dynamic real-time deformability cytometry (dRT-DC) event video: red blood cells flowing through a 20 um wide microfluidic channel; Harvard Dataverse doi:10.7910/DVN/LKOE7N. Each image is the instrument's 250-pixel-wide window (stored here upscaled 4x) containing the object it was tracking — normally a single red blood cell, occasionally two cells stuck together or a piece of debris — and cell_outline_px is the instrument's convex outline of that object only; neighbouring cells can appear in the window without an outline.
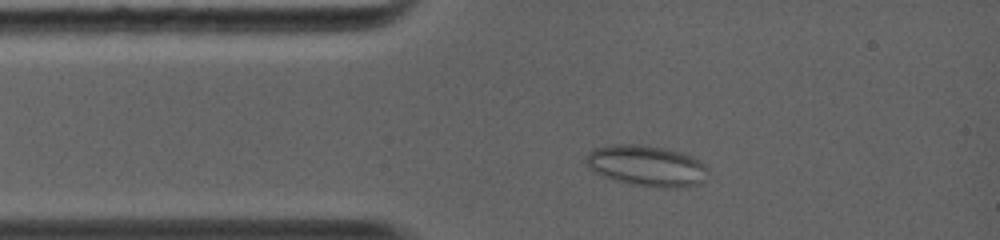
{"species": "common noctule bat (a hibernating species)", "species_latin": "Nyctalus noctula", "temperature_condition": "warm", "stored_images_in_passage": 16, "camera_frame_rate_fps": 5000, "um_per_image_px": 0.085, "animal": {"sex": "female", "body_mass_g": 19.0, "forearm_length_mm": 56.7}, "frame": {"image": 1, "passage_image": 5, "time_ms": 1.4, "image_size_px": [1000, 240], "cell_outline_px": [[704, 180], [700, 184], [684, 188], [664, 188], [632, 184], [616, 180], [604, 176], [588, 168], [584, 164], [584, 160], [588, 152], [596, 148], [612, 144], [640, 144], [664, 148], [680, 152], [692, 156], [700, 160], [704, 164]], "centroid_in_image_um": [54.93, 14.09], "position_along_channel_um": 30.1, "area_um2": 29.07}}
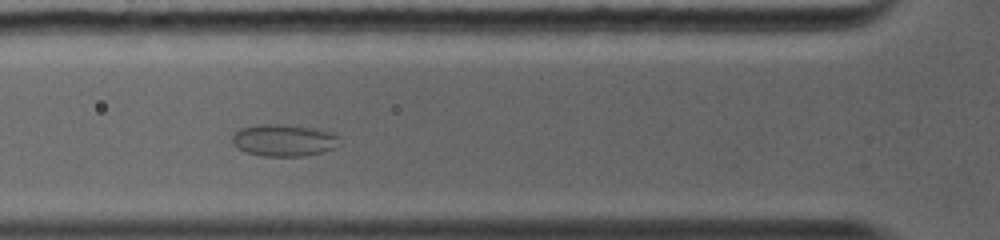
{"frame": {"image": 2, "passage_image": 10, "time_ms": 3.4, "image_size_px": [1000, 240], "cell_outline_px": [[340, 144], [336, 148], [324, 152], [304, 156], [260, 156], [236, 148], [232, 144], [232, 136], [240, 128], [256, 124], [280, 124], [312, 128], [332, 132], [336, 136]], "centroid_in_image_um": [24.11, 11.93], "position_along_channel_um": 101.7, "area_um2": 20.11}}
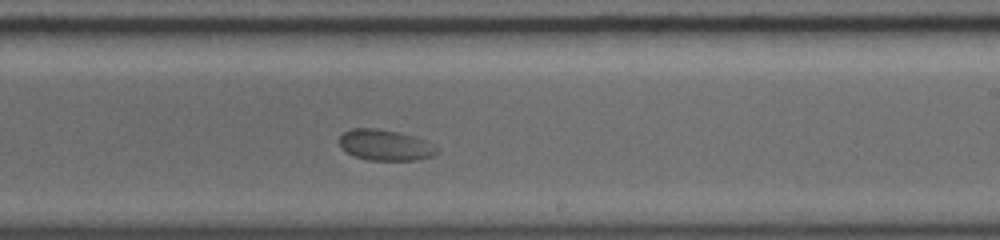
{"frame": {"image": 3, "passage_image": 16, "time_ms": 7.0, "image_size_px": [1000, 240], "cell_outline_px": [[440, 148], [432, 156], [420, 160], [368, 160], [356, 156], [348, 152], [340, 144], [340, 136], [344, 132], [352, 128], [376, 128], [400, 132], [424, 140]], "centroid_in_image_um": [32.77, 12.33], "position_along_channel_um": 256.2, "area_um2": 17.4}}